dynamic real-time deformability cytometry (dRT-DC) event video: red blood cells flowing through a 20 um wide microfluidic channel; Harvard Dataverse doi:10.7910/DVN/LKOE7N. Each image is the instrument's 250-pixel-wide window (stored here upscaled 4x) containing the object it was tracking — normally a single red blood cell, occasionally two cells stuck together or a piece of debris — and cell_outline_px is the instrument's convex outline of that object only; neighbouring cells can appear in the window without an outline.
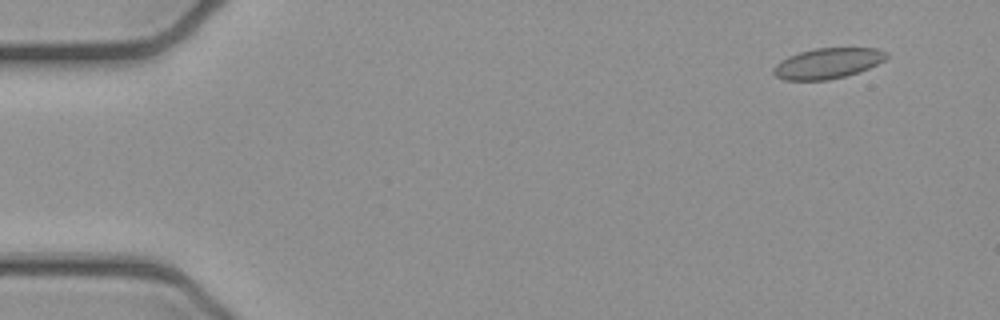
{"species": "common noctule bat (a hibernating species)", "species_latin": "Nyctalus noctula", "temperature_condition": "cold", "stored_images_in_passage": 3, "segment_of_instrument_passage": [2, 2], "camera_frame_rate_fps": 3000, "um_per_image_px": 0.085, "animal": {"sex": "female", "body_mass_g": 21.9}, "frame": {"image": 1, "passage_image": 3, "time_ms": 0.667, "image_size_px": [1000, 320], "cell_outline_px": [[888, 56], [884, 60], [860, 72], [828, 80], [784, 80], [776, 76], [772, 72], [772, 68], [780, 60], [788, 56], [800, 52], [816, 48], [876, 48], [888, 52]], "centroid_in_image_um": [70.33, 5.38], "position_along_channel_um": 14.7, "area_um2": 20.11}}